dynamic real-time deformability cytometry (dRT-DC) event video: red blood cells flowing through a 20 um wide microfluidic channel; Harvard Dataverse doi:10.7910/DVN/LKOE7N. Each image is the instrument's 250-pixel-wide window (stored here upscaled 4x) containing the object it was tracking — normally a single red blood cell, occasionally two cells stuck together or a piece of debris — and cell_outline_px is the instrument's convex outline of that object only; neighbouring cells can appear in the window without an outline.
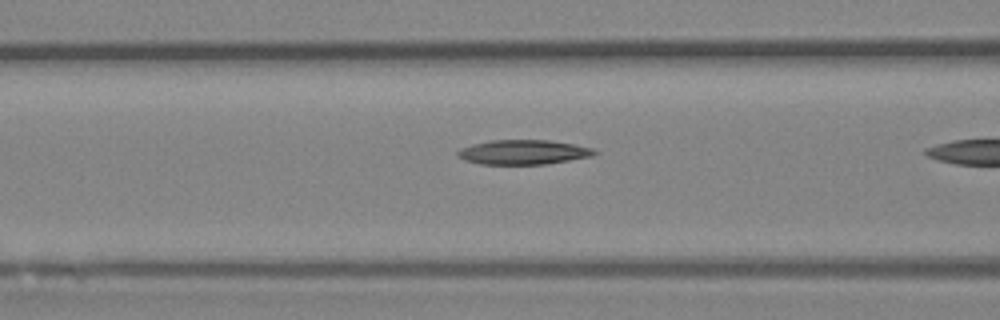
{"species": "Egyptian fruit bat (a non-hibernating species)", "species_latin": "Rousettus aegyptiacus", "temperature_condition": "room temperature", "stored_images_in_passage": 30, "camera_frame_rate_fps": 3000, "um_per_image_px": 0.085, "animal": {"sex": "female"}, "frame": {"image": 1, "passage_image": 10, "time_ms": 3.0, "image_size_px": [1000, 320], "cell_outline_px": [[600, 152], [592, 156], [544, 164], [480, 164], [464, 160], [456, 156], [456, 152], [460, 148], [472, 144], [492, 140], [548, 140], [596, 148]], "centroid_in_image_um": [44.47, 12.93], "position_along_channel_um": 122.1, "area_um2": 19.65}}
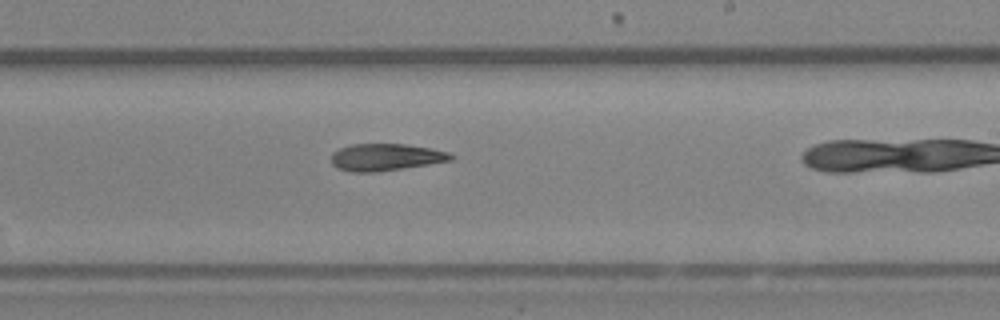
{"frame": {"image": 2, "passage_image": 20, "time_ms": 6.333, "image_size_px": [1000, 320], "cell_outline_px": [[456, 156], [452, 160], [404, 168], [376, 172], [352, 172], [336, 168], [332, 164], [332, 152], [340, 148], [352, 144], [404, 144], [432, 148], [448, 152]], "centroid_in_image_um": [32.79, 13.36], "position_along_channel_um": 256.2, "area_um2": 18.9}}
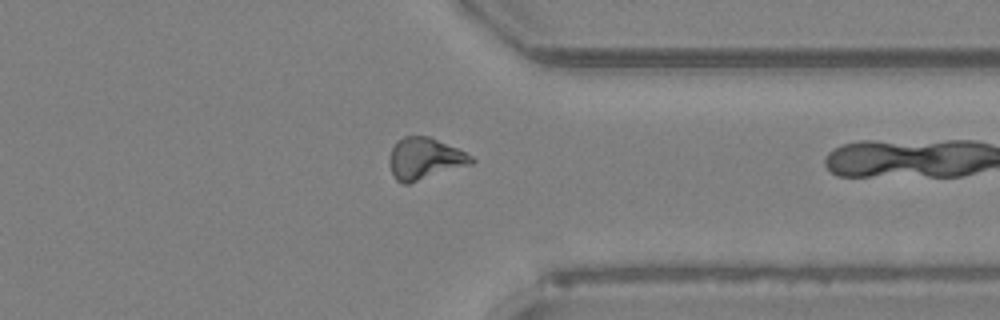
{"frame": {"image": 3, "passage_image": 29, "time_ms": 9.333, "image_size_px": [1000, 320], "cell_outline_px": [[476, 160], [472, 164], [408, 184], [404, 184], [396, 180], [392, 172], [388, 160], [388, 156], [392, 148], [404, 136], [428, 136], [456, 148], [472, 156]], "centroid_in_image_um": [36.09, 13.5], "position_along_channel_um": 375.3, "area_um2": 19.71}}